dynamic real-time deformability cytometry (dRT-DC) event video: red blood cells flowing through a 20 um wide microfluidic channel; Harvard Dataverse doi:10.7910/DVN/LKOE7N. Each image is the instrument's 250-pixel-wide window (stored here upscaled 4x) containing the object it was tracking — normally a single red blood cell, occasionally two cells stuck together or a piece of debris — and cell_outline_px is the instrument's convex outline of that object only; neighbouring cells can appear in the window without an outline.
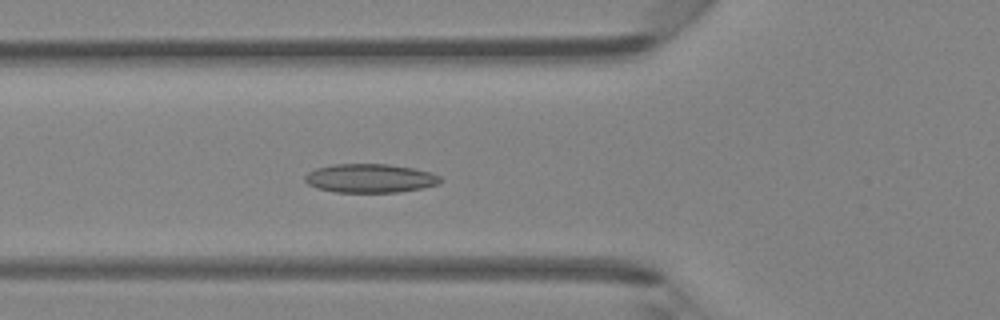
{"species": "Egyptian fruit bat (a non-hibernating species)", "species_latin": "Rousettus aegyptiacus", "temperature_condition": "room temperature", "stored_images_in_passage": 46, "camera_frame_rate_fps": 3000, "um_per_image_px": 0.085, "animal": {"sex": "female"}, "frame": {"image": 1, "passage_image": 17, "time_ms": 5.333, "image_size_px": [1000, 320], "cell_outline_px": [[444, 180], [440, 184], [400, 192], [336, 192], [316, 188], [308, 184], [304, 180], [304, 176], [308, 172], [316, 168], [332, 164], [388, 164], [412, 168], [432, 172], [440, 176]], "centroid_in_image_um": [31.47, 15.15], "position_along_channel_um": 94.3, "area_um2": 22.89}}
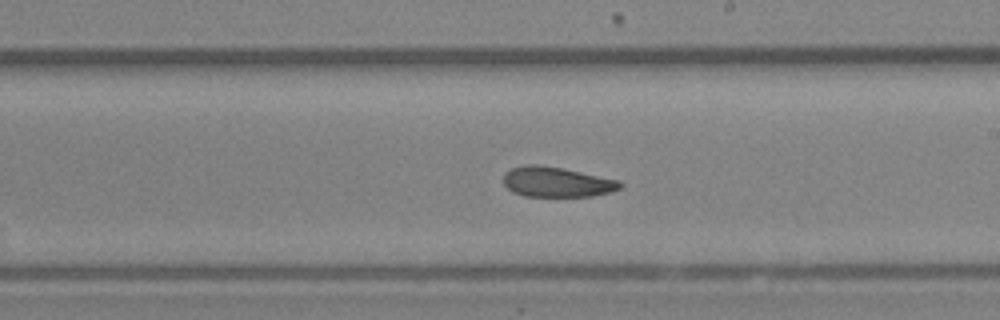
{"frame": {"image": 2, "passage_image": 27, "time_ms": 8.667, "image_size_px": [1000, 320], "cell_outline_px": [[624, 184], [620, 188], [612, 192], [592, 196], [524, 196], [512, 192], [504, 184], [504, 172], [512, 168], [524, 164], [536, 164], [560, 168], [620, 180]], "centroid_in_image_um": [47.32, 15.47], "position_along_channel_um": 241.7, "area_um2": 20.46}}
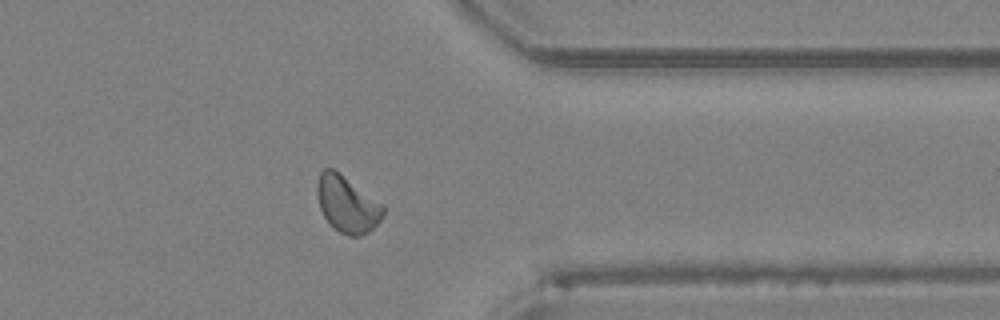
{"frame": {"image": 3, "passage_image": 37, "time_ms": 12.0, "image_size_px": [1000, 320], "cell_outline_px": [[384, 216], [368, 232], [360, 236], [348, 236], [340, 232], [324, 216], [320, 208], [316, 192], [316, 184], [320, 172], [324, 168], [332, 168], [384, 204]], "centroid_in_image_um": [29.51, 17.35], "position_along_channel_um": 381.9, "area_um2": 21.56}}